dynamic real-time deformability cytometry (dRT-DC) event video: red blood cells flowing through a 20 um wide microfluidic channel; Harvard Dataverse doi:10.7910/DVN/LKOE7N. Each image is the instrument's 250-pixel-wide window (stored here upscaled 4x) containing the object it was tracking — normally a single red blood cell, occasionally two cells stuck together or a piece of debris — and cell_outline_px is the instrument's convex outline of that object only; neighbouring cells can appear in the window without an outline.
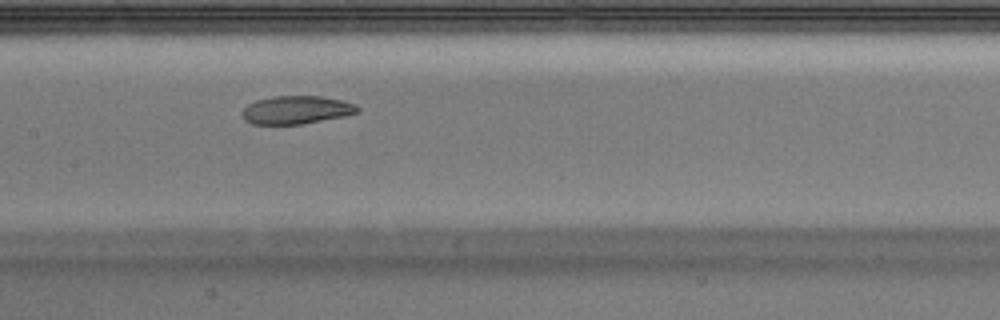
{"species": "Egyptian fruit bat (a non-hibernating species)", "species_latin": "Rousettus aegyptiacus", "temperature_condition": "warm", "stored_images_in_passage": 30, "camera_frame_rate_fps": 3000, "um_per_image_px": 0.085, "animal": {"sex": "male"}, "frame": {"image": 1, "passage_image": 9, "time_ms": 2.667, "image_size_px": [1000, 320], "cell_outline_px": [[360, 112], [344, 116], [304, 124], [252, 124], [244, 120], [244, 108], [248, 104], [256, 100], [272, 96], [320, 96], [340, 100], [356, 104], [360, 108]], "centroid_in_image_um": [25.22, 9.34], "position_along_channel_um": 182.2, "area_um2": 18.9}}